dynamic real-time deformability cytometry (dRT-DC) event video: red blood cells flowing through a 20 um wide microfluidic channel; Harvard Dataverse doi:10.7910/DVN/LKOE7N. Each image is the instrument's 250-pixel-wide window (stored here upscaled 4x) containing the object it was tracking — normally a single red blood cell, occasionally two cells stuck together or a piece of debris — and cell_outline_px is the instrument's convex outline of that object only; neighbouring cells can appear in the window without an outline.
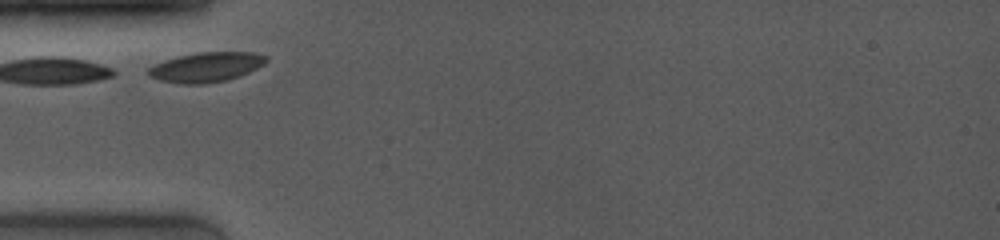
{"species": "common noctule bat (a hibernating species)", "species_latin": "Nyctalus noctula", "temperature_condition": "room temperature", "stored_images_in_passage": 23, "camera_frame_rate_fps": 4000, "um_per_image_px": 0.085, "animal": {"sex": "female", "body_mass_g": 19.0, "forearm_length_mm": 53.3}, "frame": {"image": 1, "passage_image": 1, "time_ms": 0.0, "image_size_px": [1000, 240], "cell_outline_px": [[268, 60], [264, 64], [240, 76], [228, 80], [204, 84], [180, 84], [160, 80], [148, 76], [144, 72], [148, 68], [164, 60], [196, 52], [256, 52], [268, 56]], "centroid_in_image_um": [17.52, 5.71], "position_along_channel_um": 67.5, "area_um2": 20.63}}